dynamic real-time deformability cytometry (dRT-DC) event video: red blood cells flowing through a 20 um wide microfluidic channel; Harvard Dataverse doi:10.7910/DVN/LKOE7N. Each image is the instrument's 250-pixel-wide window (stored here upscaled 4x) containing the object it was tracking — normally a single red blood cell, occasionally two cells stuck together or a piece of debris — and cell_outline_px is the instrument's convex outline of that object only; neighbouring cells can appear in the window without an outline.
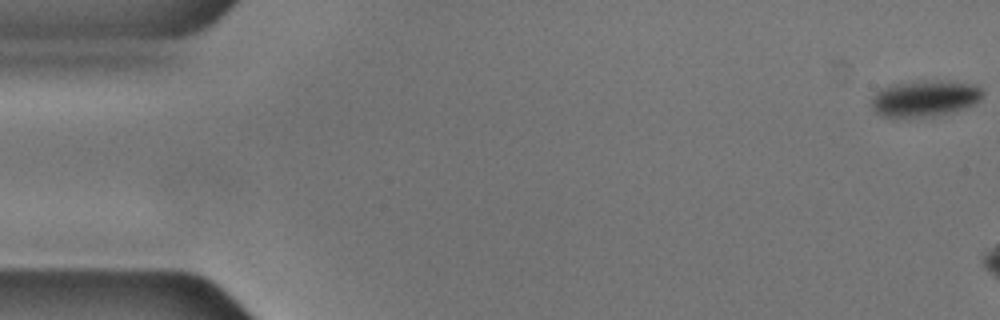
{"species": "common noctule bat (a hibernating species)", "species_latin": "Nyctalus noctula", "temperature_condition": "cold", "stored_images_in_passage": 7, "camera_frame_rate_fps": 3000, "um_per_image_px": 0.085, "animal": {"sex": "male", "body_mass_g": 17.9, "forearm_length_mm": 54.2}, "frame": {"image": 1, "passage_image": 1, "time_ms": 0.0, "image_size_px": [1000, 320], "cell_outline_px": [[984, 96], [976, 104], [952, 112], [932, 116], [884, 116], [876, 112], [872, 108], [872, 96], [880, 88], [888, 84], [916, 80], [952, 80], [976, 84], [984, 88]], "centroid_in_image_um": [78.67, 8.31], "position_along_channel_um": 6.3, "area_um2": 24.1}}